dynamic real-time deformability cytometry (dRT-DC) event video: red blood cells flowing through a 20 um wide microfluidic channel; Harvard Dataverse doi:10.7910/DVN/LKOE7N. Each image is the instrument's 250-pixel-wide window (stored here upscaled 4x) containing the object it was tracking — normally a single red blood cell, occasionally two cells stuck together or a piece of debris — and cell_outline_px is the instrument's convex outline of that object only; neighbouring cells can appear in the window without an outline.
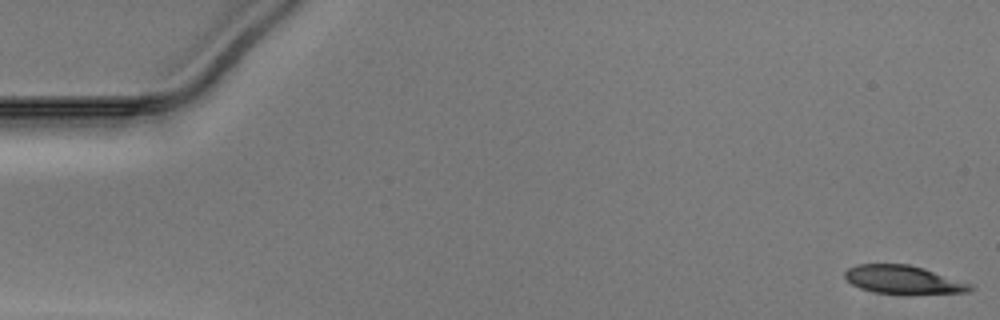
{"species": "Egyptian fruit bat (a non-hibernating species)", "species_latin": "Rousettus aegyptiacus", "temperature_condition": "warm", "stored_images_in_passage": 50, "camera_frame_rate_fps": 3000, "um_per_image_px": 0.085, "animal": {"sex": "male"}, "frame": {"image": 1, "passage_image": 1, "time_ms": 0.0, "image_size_px": [1000, 320], "cell_outline_px": [[976, 288], [968, 292], [912, 296], [876, 292], [860, 288], [852, 284], [844, 276], [844, 272], [848, 268], [856, 264], [908, 264], [924, 268], [976, 284]], "centroid_in_image_um": [76.9, 23.81], "position_along_channel_um": 8.1, "area_um2": 21.62}}
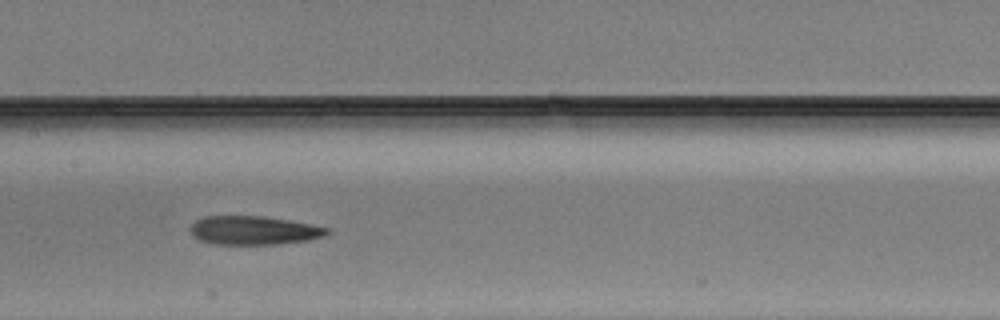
{"frame": {"image": 2, "passage_image": 25, "time_ms": 8.0, "image_size_px": [1000, 320], "cell_outline_px": [[332, 232], [324, 236], [308, 240], [272, 244], [216, 244], [200, 240], [192, 236], [188, 228], [196, 220], [204, 216], [264, 216], [288, 220], [332, 228]], "centroid_in_image_um": [21.57, 19.57], "position_along_channel_um": 185.8, "area_um2": 22.95}}
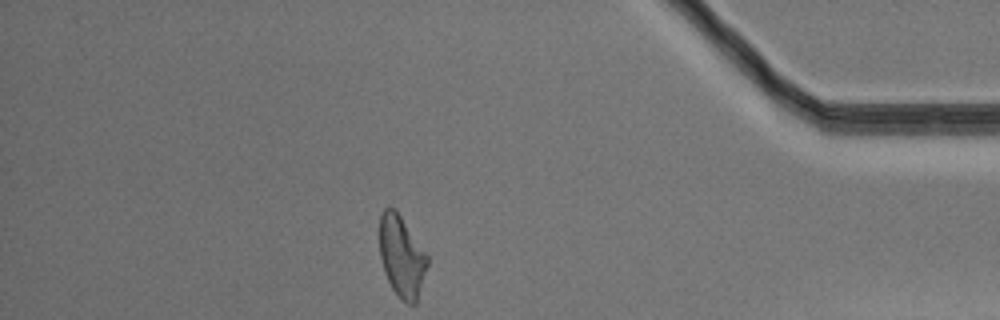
{"frame": {"image": 3, "passage_image": 44, "time_ms": 14.333, "image_size_px": [1000, 320], "cell_outline_px": [[428, 264], [416, 304], [408, 304], [400, 300], [396, 296], [388, 280], [380, 256], [380, 216], [384, 208], [396, 208], [428, 256]], "centroid_in_image_um": [34.15, 21.81], "position_along_channel_um": 401.1, "area_um2": 22.6}}